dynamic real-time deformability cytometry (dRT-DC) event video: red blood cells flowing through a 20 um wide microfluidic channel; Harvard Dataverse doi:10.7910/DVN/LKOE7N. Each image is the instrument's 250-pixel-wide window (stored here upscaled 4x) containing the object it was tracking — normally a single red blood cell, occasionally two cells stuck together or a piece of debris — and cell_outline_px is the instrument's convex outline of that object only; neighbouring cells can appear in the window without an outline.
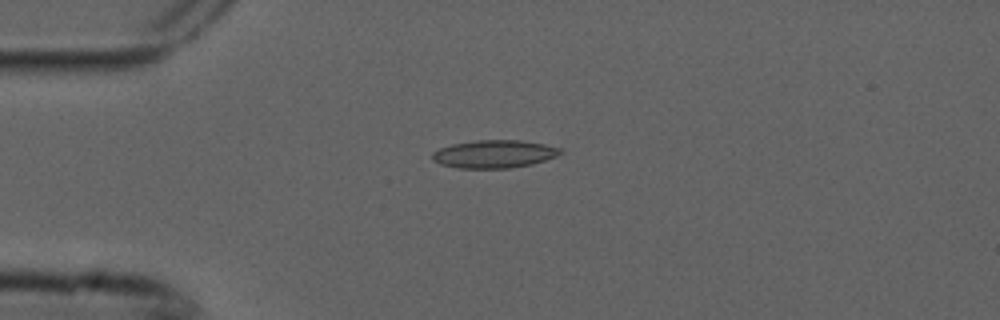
{"species": "common noctule bat (a hibernating species)", "species_latin": "Nyctalus noctula", "temperature_condition": "cold", "stored_images_in_passage": 2, "camera_frame_rate_fps": 3000, "um_per_image_px": 0.085, "animal": {"sex": "male", "forearm_length_mm": 52.5}, "frame": {"image": 1, "passage_image": 2, "time_ms": 0.333, "image_size_px": [1000, 320], "cell_outline_px": [[564, 152], [556, 156], [532, 164], [512, 168], [456, 168], [440, 164], [432, 160], [432, 152], [440, 148], [452, 144], [476, 140], [520, 140], [544, 144], [560, 148]], "centroid_in_image_um": [41.99, 13.09], "position_along_channel_um": 43.0, "area_um2": 20.87}}